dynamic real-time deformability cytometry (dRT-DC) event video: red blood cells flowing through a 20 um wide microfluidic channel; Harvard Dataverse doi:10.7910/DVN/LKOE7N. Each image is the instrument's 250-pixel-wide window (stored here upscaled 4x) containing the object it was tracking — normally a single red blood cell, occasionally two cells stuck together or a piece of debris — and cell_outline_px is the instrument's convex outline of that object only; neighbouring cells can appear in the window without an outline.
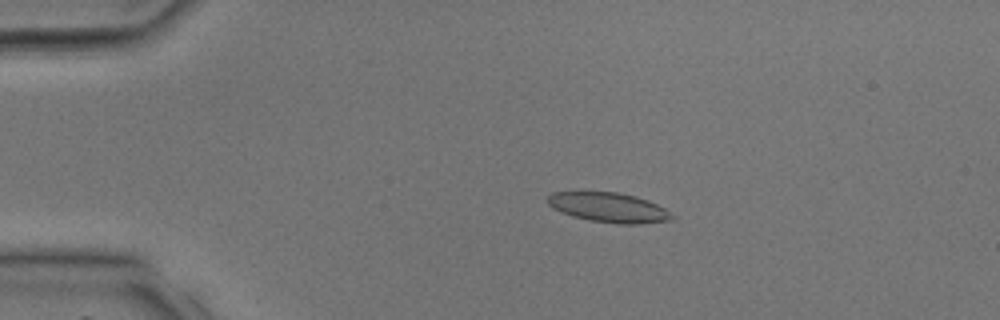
{"species": "common noctule bat (a hibernating species)", "species_latin": "Nyctalus noctula", "temperature_condition": "room temperature", "stored_images_in_passage": 39, "camera_frame_rate_fps": 3000, "um_per_image_px": 0.085, "animal": {"sex": "male", "body_mass_g": 17.9, "forearm_length_mm": 54.2}, "frame": {"image": 1, "passage_image": 8, "time_ms": 2.333, "image_size_px": [1000, 320], "cell_outline_px": [[676, 216], [672, 220], [640, 224], [616, 224], [588, 220], [572, 216], [560, 212], [552, 208], [548, 204], [548, 196], [552, 192], [616, 192], [636, 196], [648, 200], [664, 208]], "centroid_in_image_um": [51.75, 17.65], "position_along_channel_um": 33.2, "area_um2": 21.68}}
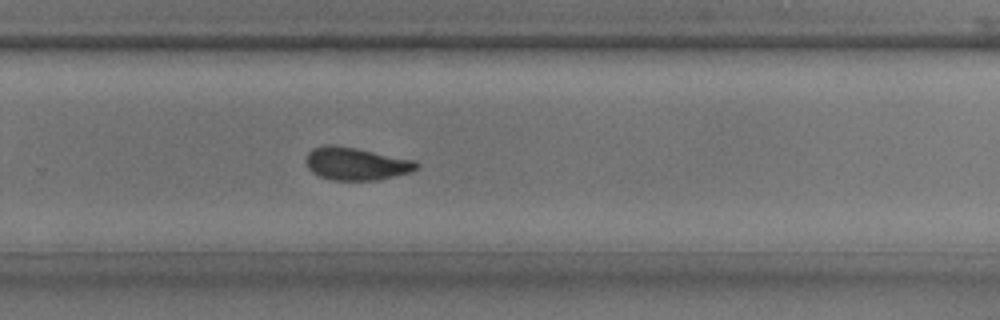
{"frame": {"image": 2, "passage_image": 26, "time_ms": 8.333, "image_size_px": [1000, 320], "cell_outline_px": [[420, 164], [416, 168], [408, 172], [376, 180], [332, 180], [320, 176], [312, 172], [308, 168], [304, 160], [308, 152], [312, 148], [324, 144], [332, 144], [356, 148], [412, 160]], "centroid_in_image_um": [30.17, 13.9], "position_along_channel_um": 299.6, "area_um2": 20.87}}
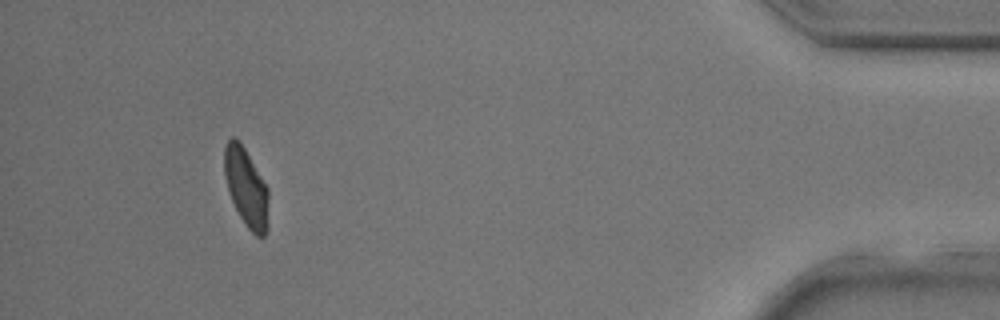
{"frame": {"image": 3, "passage_image": 36, "time_ms": 11.667, "image_size_px": [1000, 320], "cell_outline_px": [[268, 228], [264, 236], [256, 236], [248, 228], [240, 216], [228, 192], [224, 176], [224, 144], [232, 136], [236, 136], [240, 140], [268, 188]], "centroid_in_image_um": [20.91, 15.89], "position_along_channel_um": 414.3, "area_um2": 20.4}}